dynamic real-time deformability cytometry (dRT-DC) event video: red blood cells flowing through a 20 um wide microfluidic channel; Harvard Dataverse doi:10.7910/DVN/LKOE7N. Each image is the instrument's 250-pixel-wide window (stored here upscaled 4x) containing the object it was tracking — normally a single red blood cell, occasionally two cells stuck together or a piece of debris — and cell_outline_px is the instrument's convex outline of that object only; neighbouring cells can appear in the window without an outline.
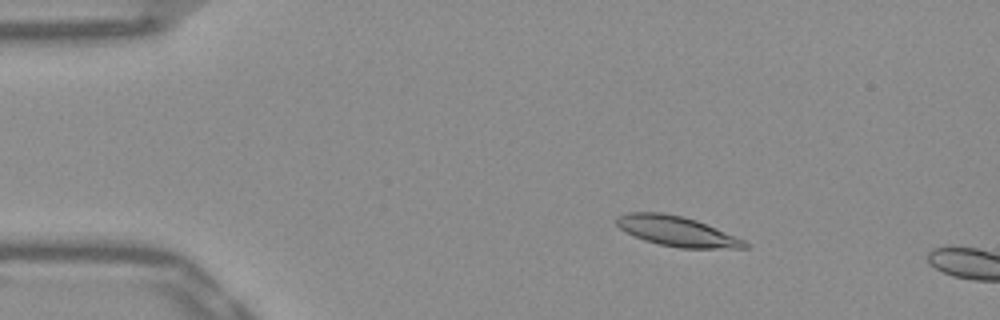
{"species": "Egyptian fruit bat (a non-hibernating species)", "species_latin": "Rousettus aegyptiacus", "temperature_condition": "warm", "stored_images_in_passage": 11, "camera_frame_rate_fps": 3000, "um_per_image_px": 0.085, "frame": {"image": 1, "passage_image": 8, "time_ms": 2.333, "image_size_px": [1000, 320], "cell_outline_px": [[748, 248], [680, 248], [660, 244], [644, 240], [620, 228], [616, 224], [616, 216], [628, 212], [660, 212], [684, 216], [696, 220], [744, 240], [748, 244]], "centroid_in_image_um": [57.51, 19.64], "position_along_channel_um": 27.5, "area_um2": 22.14}}